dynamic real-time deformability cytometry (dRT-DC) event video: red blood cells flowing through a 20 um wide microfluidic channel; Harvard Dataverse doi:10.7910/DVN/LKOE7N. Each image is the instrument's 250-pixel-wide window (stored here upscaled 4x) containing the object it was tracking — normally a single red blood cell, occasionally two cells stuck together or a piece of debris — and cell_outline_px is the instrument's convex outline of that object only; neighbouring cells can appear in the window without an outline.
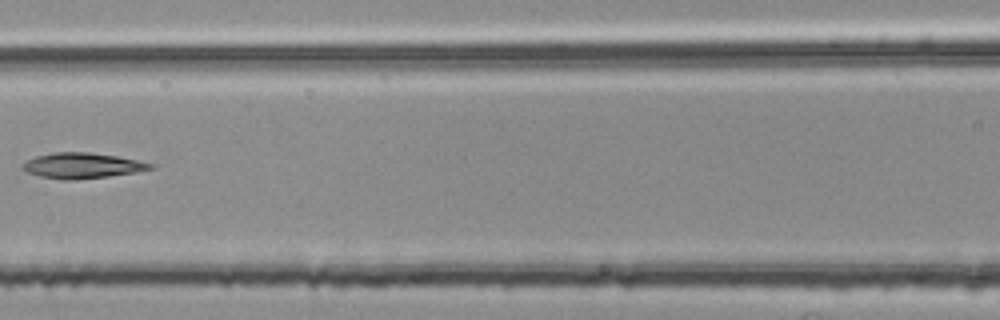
{"species": "common noctule bat (a hibernating species)", "species_latin": "Nyctalus noctula", "temperature_condition": "room temperature", "stored_images_in_passage": 5, "camera_frame_rate_fps": 3000, "um_per_image_px": 0.085, "animal": {"sex": "female", "body_mass_g": 25.1}, "frame": {"image": 1, "passage_image": 5, "time_ms": 1.333, "image_size_px": [1000, 320], "cell_outline_px": [[156, 168], [108, 176], [76, 180], [60, 180], [40, 176], [28, 172], [24, 168], [24, 164], [28, 160], [36, 156], [56, 152], [88, 152], [116, 156], [156, 164]], "centroid_in_image_um": [7.02, 14.08], "position_along_channel_um": 159.6, "area_um2": 18.73}}